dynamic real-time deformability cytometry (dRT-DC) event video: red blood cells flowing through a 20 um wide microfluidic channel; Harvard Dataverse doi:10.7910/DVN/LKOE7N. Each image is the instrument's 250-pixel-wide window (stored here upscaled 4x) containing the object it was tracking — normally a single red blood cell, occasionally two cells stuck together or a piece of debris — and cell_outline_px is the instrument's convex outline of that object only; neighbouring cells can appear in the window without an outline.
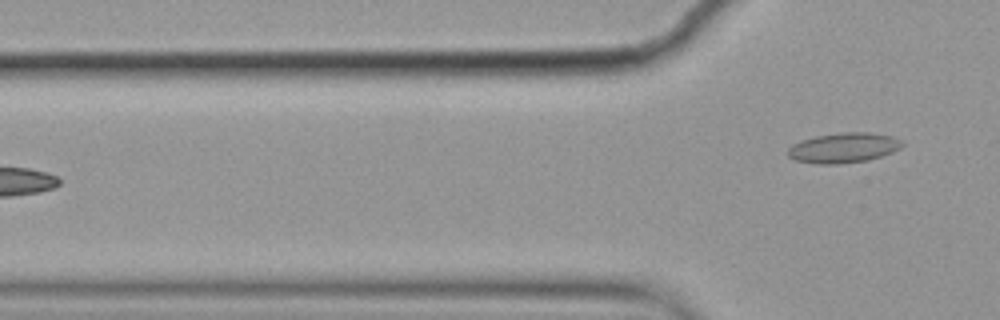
{"species": "common noctule bat (a hibernating species)", "species_latin": "Nyctalus noctula", "temperature_condition": "cold", "stored_images_in_passage": 5, "camera_frame_rate_fps": 3000, "um_per_image_px": 0.085, "animal": {"sex": "female", "body_mass_g": 19.9}, "frame": {"image": 1, "passage_image": 5, "time_ms": 1.333, "image_size_px": [1000, 320], "cell_outline_px": [[904, 144], [900, 148], [892, 152], [868, 160], [840, 164], [816, 164], [796, 160], [788, 156], [788, 148], [792, 144], [800, 140], [816, 136], [840, 132], [872, 132], [892, 136], [904, 140]], "centroid_in_image_um": [71.72, 12.55], "position_along_channel_um": 54.1, "area_um2": 20.23}}